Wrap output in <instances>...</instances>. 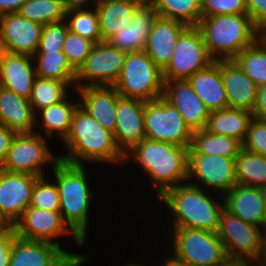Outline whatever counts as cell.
I'll return each mask as SVG.
<instances>
[{
    "label": "cell",
    "instance_id": "cell-9",
    "mask_svg": "<svg viewBox=\"0 0 266 266\" xmlns=\"http://www.w3.org/2000/svg\"><path fill=\"white\" fill-rule=\"evenodd\" d=\"M215 60L209 55L197 26H188L178 37L170 63L163 70L164 80H188Z\"/></svg>",
    "mask_w": 266,
    "mask_h": 266
},
{
    "label": "cell",
    "instance_id": "cell-6",
    "mask_svg": "<svg viewBox=\"0 0 266 266\" xmlns=\"http://www.w3.org/2000/svg\"><path fill=\"white\" fill-rule=\"evenodd\" d=\"M127 98L156 100L164 95L163 71L144 50L126 54L121 74L113 85Z\"/></svg>",
    "mask_w": 266,
    "mask_h": 266
},
{
    "label": "cell",
    "instance_id": "cell-21",
    "mask_svg": "<svg viewBox=\"0 0 266 266\" xmlns=\"http://www.w3.org/2000/svg\"><path fill=\"white\" fill-rule=\"evenodd\" d=\"M221 77L226 90L228 107L253 111L256 103L257 86L234 59H220Z\"/></svg>",
    "mask_w": 266,
    "mask_h": 266
},
{
    "label": "cell",
    "instance_id": "cell-51",
    "mask_svg": "<svg viewBox=\"0 0 266 266\" xmlns=\"http://www.w3.org/2000/svg\"><path fill=\"white\" fill-rule=\"evenodd\" d=\"M263 231L264 233H262V251L258 260L266 264V227Z\"/></svg>",
    "mask_w": 266,
    "mask_h": 266
},
{
    "label": "cell",
    "instance_id": "cell-23",
    "mask_svg": "<svg viewBox=\"0 0 266 266\" xmlns=\"http://www.w3.org/2000/svg\"><path fill=\"white\" fill-rule=\"evenodd\" d=\"M78 90L82 99L80 106L103 128L114 133L116 106L121 97L116 88L114 86H85Z\"/></svg>",
    "mask_w": 266,
    "mask_h": 266
},
{
    "label": "cell",
    "instance_id": "cell-57",
    "mask_svg": "<svg viewBox=\"0 0 266 266\" xmlns=\"http://www.w3.org/2000/svg\"><path fill=\"white\" fill-rule=\"evenodd\" d=\"M261 36L266 40V28L261 31Z\"/></svg>",
    "mask_w": 266,
    "mask_h": 266
},
{
    "label": "cell",
    "instance_id": "cell-58",
    "mask_svg": "<svg viewBox=\"0 0 266 266\" xmlns=\"http://www.w3.org/2000/svg\"><path fill=\"white\" fill-rule=\"evenodd\" d=\"M257 262H259V265L256 263L257 266H266L265 263H262V262H260V261H257ZM256 265H254V266H256ZM248 266H249V265H248Z\"/></svg>",
    "mask_w": 266,
    "mask_h": 266
},
{
    "label": "cell",
    "instance_id": "cell-56",
    "mask_svg": "<svg viewBox=\"0 0 266 266\" xmlns=\"http://www.w3.org/2000/svg\"><path fill=\"white\" fill-rule=\"evenodd\" d=\"M135 1H138V2H140L142 4H148V3L151 2V0H135Z\"/></svg>",
    "mask_w": 266,
    "mask_h": 266
},
{
    "label": "cell",
    "instance_id": "cell-1",
    "mask_svg": "<svg viewBox=\"0 0 266 266\" xmlns=\"http://www.w3.org/2000/svg\"><path fill=\"white\" fill-rule=\"evenodd\" d=\"M63 141L71 153L58 158L67 163L82 165L80 158L106 163L122 162L125 159L113 132L103 128L80 105L73 114L69 134Z\"/></svg>",
    "mask_w": 266,
    "mask_h": 266
},
{
    "label": "cell",
    "instance_id": "cell-13",
    "mask_svg": "<svg viewBox=\"0 0 266 266\" xmlns=\"http://www.w3.org/2000/svg\"><path fill=\"white\" fill-rule=\"evenodd\" d=\"M53 156L40 134H16L1 169L43 177L41 166Z\"/></svg>",
    "mask_w": 266,
    "mask_h": 266
},
{
    "label": "cell",
    "instance_id": "cell-16",
    "mask_svg": "<svg viewBox=\"0 0 266 266\" xmlns=\"http://www.w3.org/2000/svg\"><path fill=\"white\" fill-rule=\"evenodd\" d=\"M144 107L145 101L136 98L121 96L117 101L113 135L125 158L130 155L128 151L145 138Z\"/></svg>",
    "mask_w": 266,
    "mask_h": 266
},
{
    "label": "cell",
    "instance_id": "cell-19",
    "mask_svg": "<svg viewBox=\"0 0 266 266\" xmlns=\"http://www.w3.org/2000/svg\"><path fill=\"white\" fill-rule=\"evenodd\" d=\"M163 97L182 115L186 125L194 132L206 129L210 111L193 90L188 80H164Z\"/></svg>",
    "mask_w": 266,
    "mask_h": 266
},
{
    "label": "cell",
    "instance_id": "cell-47",
    "mask_svg": "<svg viewBox=\"0 0 266 266\" xmlns=\"http://www.w3.org/2000/svg\"><path fill=\"white\" fill-rule=\"evenodd\" d=\"M251 113L254 118L266 120V84L257 87L256 103Z\"/></svg>",
    "mask_w": 266,
    "mask_h": 266
},
{
    "label": "cell",
    "instance_id": "cell-2",
    "mask_svg": "<svg viewBox=\"0 0 266 266\" xmlns=\"http://www.w3.org/2000/svg\"><path fill=\"white\" fill-rule=\"evenodd\" d=\"M197 27L203 35L209 55L214 60L234 59L261 36V30L248 14L202 17ZM217 53L221 58L215 56Z\"/></svg>",
    "mask_w": 266,
    "mask_h": 266
},
{
    "label": "cell",
    "instance_id": "cell-25",
    "mask_svg": "<svg viewBox=\"0 0 266 266\" xmlns=\"http://www.w3.org/2000/svg\"><path fill=\"white\" fill-rule=\"evenodd\" d=\"M158 16L150 3L142 4L134 12L130 25L115 34L108 42L126 53L144 50L148 35Z\"/></svg>",
    "mask_w": 266,
    "mask_h": 266
},
{
    "label": "cell",
    "instance_id": "cell-34",
    "mask_svg": "<svg viewBox=\"0 0 266 266\" xmlns=\"http://www.w3.org/2000/svg\"><path fill=\"white\" fill-rule=\"evenodd\" d=\"M234 60L257 87L266 84V40L262 36Z\"/></svg>",
    "mask_w": 266,
    "mask_h": 266
},
{
    "label": "cell",
    "instance_id": "cell-28",
    "mask_svg": "<svg viewBox=\"0 0 266 266\" xmlns=\"http://www.w3.org/2000/svg\"><path fill=\"white\" fill-rule=\"evenodd\" d=\"M142 5L135 0H100L95 5L100 34L108 42L115 34L129 26L134 12Z\"/></svg>",
    "mask_w": 266,
    "mask_h": 266
},
{
    "label": "cell",
    "instance_id": "cell-3",
    "mask_svg": "<svg viewBox=\"0 0 266 266\" xmlns=\"http://www.w3.org/2000/svg\"><path fill=\"white\" fill-rule=\"evenodd\" d=\"M133 158L149 173L161 197L168 189L188 179V148L144 138L131 150ZM177 182V183H176Z\"/></svg>",
    "mask_w": 266,
    "mask_h": 266
},
{
    "label": "cell",
    "instance_id": "cell-17",
    "mask_svg": "<svg viewBox=\"0 0 266 266\" xmlns=\"http://www.w3.org/2000/svg\"><path fill=\"white\" fill-rule=\"evenodd\" d=\"M40 177L0 168V209L15 224L30 206L32 190Z\"/></svg>",
    "mask_w": 266,
    "mask_h": 266
},
{
    "label": "cell",
    "instance_id": "cell-45",
    "mask_svg": "<svg viewBox=\"0 0 266 266\" xmlns=\"http://www.w3.org/2000/svg\"><path fill=\"white\" fill-rule=\"evenodd\" d=\"M16 237L15 228L6 234L0 235V266H9L11 261V246Z\"/></svg>",
    "mask_w": 266,
    "mask_h": 266
},
{
    "label": "cell",
    "instance_id": "cell-40",
    "mask_svg": "<svg viewBox=\"0 0 266 266\" xmlns=\"http://www.w3.org/2000/svg\"><path fill=\"white\" fill-rule=\"evenodd\" d=\"M30 207L59 211L60 197L57 185L47 183L44 177H40L33 187Z\"/></svg>",
    "mask_w": 266,
    "mask_h": 266
},
{
    "label": "cell",
    "instance_id": "cell-7",
    "mask_svg": "<svg viewBox=\"0 0 266 266\" xmlns=\"http://www.w3.org/2000/svg\"><path fill=\"white\" fill-rule=\"evenodd\" d=\"M175 255L190 266H224L230 259L217 232L174 227Z\"/></svg>",
    "mask_w": 266,
    "mask_h": 266
},
{
    "label": "cell",
    "instance_id": "cell-42",
    "mask_svg": "<svg viewBox=\"0 0 266 266\" xmlns=\"http://www.w3.org/2000/svg\"><path fill=\"white\" fill-rule=\"evenodd\" d=\"M202 17L248 14L246 0H201Z\"/></svg>",
    "mask_w": 266,
    "mask_h": 266
},
{
    "label": "cell",
    "instance_id": "cell-8",
    "mask_svg": "<svg viewBox=\"0 0 266 266\" xmlns=\"http://www.w3.org/2000/svg\"><path fill=\"white\" fill-rule=\"evenodd\" d=\"M144 129L146 139L190 148L193 132L176 107L163 96L145 102Z\"/></svg>",
    "mask_w": 266,
    "mask_h": 266
},
{
    "label": "cell",
    "instance_id": "cell-52",
    "mask_svg": "<svg viewBox=\"0 0 266 266\" xmlns=\"http://www.w3.org/2000/svg\"><path fill=\"white\" fill-rule=\"evenodd\" d=\"M90 0H66L68 7H83L82 5L87 4ZM100 0H95V5L99 3Z\"/></svg>",
    "mask_w": 266,
    "mask_h": 266
},
{
    "label": "cell",
    "instance_id": "cell-35",
    "mask_svg": "<svg viewBox=\"0 0 266 266\" xmlns=\"http://www.w3.org/2000/svg\"><path fill=\"white\" fill-rule=\"evenodd\" d=\"M67 8L66 0H27L18 13L31 21L45 25L65 20Z\"/></svg>",
    "mask_w": 266,
    "mask_h": 266
},
{
    "label": "cell",
    "instance_id": "cell-11",
    "mask_svg": "<svg viewBox=\"0 0 266 266\" xmlns=\"http://www.w3.org/2000/svg\"><path fill=\"white\" fill-rule=\"evenodd\" d=\"M126 54L109 42L95 44L91 53L76 71L75 82L86 79L88 83L76 84L77 88L113 86L121 74Z\"/></svg>",
    "mask_w": 266,
    "mask_h": 266
},
{
    "label": "cell",
    "instance_id": "cell-48",
    "mask_svg": "<svg viewBox=\"0 0 266 266\" xmlns=\"http://www.w3.org/2000/svg\"><path fill=\"white\" fill-rule=\"evenodd\" d=\"M27 0H0V15L18 13L20 7Z\"/></svg>",
    "mask_w": 266,
    "mask_h": 266
},
{
    "label": "cell",
    "instance_id": "cell-12",
    "mask_svg": "<svg viewBox=\"0 0 266 266\" xmlns=\"http://www.w3.org/2000/svg\"><path fill=\"white\" fill-rule=\"evenodd\" d=\"M88 257L68 253L44 241H32L15 237L11 246L9 266H80Z\"/></svg>",
    "mask_w": 266,
    "mask_h": 266
},
{
    "label": "cell",
    "instance_id": "cell-46",
    "mask_svg": "<svg viewBox=\"0 0 266 266\" xmlns=\"http://www.w3.org/2000/svg\"><path fill=\"white\" fill-rule=\"evenodd\" d=\"M16 134L15 131L8 129L5 125L0 123V167L5 161L8 150Z\"/></svg>",
    "mask_w": 266,
    "mask_h": 266
},
{
    "label": "cell",
    "instance_id": "cell-33",
    "mask_svg": "<svg viewBox=\"0 0 266 266\" xmlns=\"http://www.w3.org/2000/svg\"><path fill=\"white\" fill-rule=\"evenodd\" d=\"M32 57L38 58L35 71L37 77L54 79L71 84L75 82L76 71L67 61L63 51L36 52Z\"/></svg>",
    "mask_w": 266,
    "mask_h": 266
},
{
    "label": "cell",
    "instance_id": "cell-22",
    "mask_svg": "<svg viewBox=\"0 0 266 266\" xmlns=\"http://www.w3.org/2000/svg\"><path fill=\"white\" fill-rule=\"evenodd\" d=\"M224 197V209L244 222L266 227L263 198L258 187L234 185Z\"/></svg>",
    "mask_w": 266,
    "mask_h": 266
},
{
    "label": "cell",
    "instance_id": "cell-4",
    "mask_svg": "<svg viewBox=\"0 0 266 266\" xmlns=\"http://www.w3.org/2000/svg\"><path fill=\"white\" fill-rule=\"evenodd\" d=\"M53 169L60 197V213L64 222L84 242L88 225V209L92 194L82 165L54 157ZM64 214V215H63Z\"/></svg>",
    "mask_w": 266,
    "mask_h": 266
},
{
    "label": "cell",
    "instance_id": "cell-30",
    "mask_svg": "<svg viewBox=\"0 0 266 266\" xmlns=\"http://www.w3.org/2000/svg\"><path fill=\"white\" fill-rule=\"evenodd\" d=\"M241 148L242 144L232 137L210 133L208 130L202 129L192 133L188 154L236 158Z\"/></svg>",
    "mask_w": 266,
    "mask_h": 266
},
{
    "label": "cell",
    "instance_id": "cell-53",
    "mask_svg": "<svg viewBox=\"0 0 266 266\" xmlns=\"http://www.w3.org/2000/svg\"><path fill=\"white\" fill-rule=\"evenodd\" d=\"M6 53H7V49H6L5 45L0 40V68H1V65L3 63V60H4Z\"/></svg>",
    "mask_w": 266,
    "mask_h": 266
},
{
    "label": "cell",
    "instance_id": "cell-49",
    "mask_svg": "<svg viewBox=\"0 0 266 266\" xmlns=\"http://www.w3.org/2000/svg\"><path fill=\"white\" fill-rule=\"evenodd\" d=\"M13 229L14 224L0 209V235L9 233Z\"/></svg>",
    "mask_w": 266,
    "mask_h": 266
},
{
    "label": "cell",
    "instance_id": "cell-10",
    "mask_svg": "<svg viewBox=\"0 0 266 266\" xmlns=\"http://www.w3.org/2000/svg\"><path fill=\"white\" fill-rule=\"evenodd\" d=\"M262 231L223 209L217 236L225 246L230 261L258 260L262 251ZM250 259V260H249Z\"/></svg>",
    "mask_w": 266,
    "mask_h": 266
},
{
    "label": "cell",
    "instance_id": "cell-26",
    "mask_svg": "<svg viewBox=\"0 0 266 266\" xmlns=\"http://www.w3.org/2000/svg\"><path fill=\"white\" fill-rule=\"evenodd\" d=\"M188 81L210 112L228 108L220 60H215L207 68L194 73Z\"/></svg>",
    "mask_w": 266,
    "mask_h": 266
},
{
    "label": "cell",
    "instance_id": "cell-41",
    "mask_svg": "<svg viewBox=\"0 0 266 266\" xmlns=\"http://www.w3.org/2000/svg\"><path fill=\"white\" fill-rule=\"evenodd\" d=\"M68 31L67 22L63 20L43 25L41 39L36 52L62 51Z\"/></svg>",
    "mask_w": 266,
    "mask_h": 266
},
{
    "label": "cell",
    "instance_id": "cell-37",
    "mask_svg": "<svg viewBox=\"0 0 266 266\" xmlns=\"http://www.w3.org/2000/svg\"><path fill=\"white\" fill-rule=\"evenodd\" d=\"M69 83L54 79H44L36 77L32 89L29 103L33 111L41 110L52 104L67 99L66 88Z\"/></svg>",
    "mask_w": 266,
    "mask_h": 266
},
{
    "label": "cell",
    "instance_id": "cell-36",
    "mask_svg": "<svg viewBox=\"0 0 266 266\" xmlns=\"http://www.w3.org/2000/svg\"><path fill=\"white\" fill-rule=\"evenodd\" d=\"M79 105V102L72 104L64 99L39 110L43 118L42 125L46 129L47 135L51 136L52 132L58 131L60 137L64 140L69 134L73 114Z\"/></svg>",
    "mask_w": 266,
    "mask_h": 266
},
{
    "label": "cell",
    "instance_id": "cell-29",
    "mask_svg": "<svg viewBox=\"0 0 266 266\" xmlns=\"http://www.w3.org/2000/svg\"><path fill=\"white\" fill-rule=\"evenodd\" d=\"M252 118L253 115L249 111L228 107L210 112L206 130L232 137L242 144Z\"/></svg>",
    "mask_w": 266,
    "mask_h": 266
},
{
    "label": "cell",
    "instance_id": "cell-24",
    "mask_svg": "<svg viewBox=\"0 0 266 266\" xmlns=\"http://www.w3.org/2000/svg\"><path fill=\"white\" fill-rule=\"evenodd\" d=\"M30 55L7 52L0 68V86L29 99L35 78Z\"/></svg>",
    "mask_w": 266,
    "mask_h": 266
},
{
    "label": "cell",
    "instance_id": "cell-27",
    "mask_svg": "<svg viewBox=\"0 0 266 266\" xmlns=\"http://www.w3.org/2000/svg\"><path fill=\"white\" fill-rule=\"evenodd\" d=\"M35 112L29 99L0 86V123L8 129L21 133H35ZM34 123V125H33Z\"/></svg>",
    "mask_w": 266,
    "mask_h": 266
},
{
    "label": "cell",
    "instance_id": "cell-39",
    "mask_svg": "<svg viewBox=\"0 0 266 266\" xmlns=\"http://www.w3.org/2000/svg\"><path fill=\"white\" fill-rule=\"evenodd\" d=\"M94 45L93 41L68 31L62 51L66 55L69 64L77 71L91 53Z\"/></svg>",
    "mask_w": 266,
    "mask_h": 266
},
{
    "label": "cell",
    "instance_id": "cell-5",
    "mask_svg": "<svg viewBox=\"0 0 266 266\" xmlns=\"http://www.w3.org/2000/svg\"><path fill=\"white\" fill-rule=\"evenodd\" d=\"M160 198L176 216L174 227L217 232L224 204L211 200L197 184L178 185Z\"/></svg>",
    "mask_w": 266,
    "mask_h": 266
},
{
    "label": "cell",
    "instance_id": "cell-38",
    "mask_svg": "<svg viewBox=\"0 0 266 266\" xmlns=\"http://www.w3.org/2000/svg\"><path fill=\"white\" fill-rule=\"evenodd\" d=\"M72 16L67 23L68 30L93 41L95 44L103 42L100 34L99 19L96 7L93 12L82 7H68L66 17Z\"/></svg>",
    "mask_w": 266,
    "mask_h": 266
},
{
    "label": "cell",
    "instance_id": "cell-44",
    "mask_svg": "<svg viewBox=\"0 0 266 266\" xmlns=\"http://www.w3.org/2000/svg\"><path fill=\"white\" fill-rule=\"evenodd\" d=\"M248 15L262 31L266 28V0H246Z\"/></svg>",
    "mask_w": 266,
    "mask_h": 266
},
{
    "label": "cell",
    "instance_id": "cell-50",
    "mask_svg": "<svg viewBox=\"0 0 266 266\" xmlns=\"http://www.w3.org/2000/svg\"><path fill=\"white\" fill-rule=\"evenodd\" d=\"M163 266H190L187 264L184 260L178 258L176 255H174L173 258H168Z\"/></svg>",
    "mask_w": 266,
    "mask_h": 266
},
{
    "label": "cell",
    "instance_id": "cell-20",
    "mask_svg": "<svg viewBox=\"0 0 266 266\" xmlns=\"http://www.w3.org/2000/svg\"><path fill=\"white\" fill-rule=\"evenodd\" d=\"M187 27L182 22L160 16L155 20L144 51L162 71L170 63L177 39Z\"/></svg>",
    "mask_w": 266,
    "mask_h": 266
},
{
    "label": "cell",
    "instance_id": "cell-43",
    "mask_svg": "<svg viewBox=\"0 0 266 266\" xmlns=\"http://www.w3.org/2000/svg\"><path fill=\"white\" fill-rule=\"evenodd\" d=\"M242 148L266 157V120L251 119Z\"/></svg>",
    "mask_w": 266,
    "mask_h": 266
},
{
    "label": "cell",
    "instance_id": "cell-54",
    "mask_svg": "<svg viewBox=\"0 0 266 266\" xmlns=\"http://www.w3.org/2000/svg\"><path fill=\"white\" fill-rule=\"evenodd\" d=\"M248 261H229L226 265L224 266H248Z\"/></svg>",
    "mask_w": 266,
    "mask_h": 266
},
{
    "label": "cell",
    "instance_id": "cell-31",
    "mask_svg": "<svg viewBox=\"0 0 266 266\" xmlns=\"http://www.w3.org/2000/svg\"><path fill=\"white\" fill-rule=\"evenodd\" d=\"M237 184L262 187L266 184V157L241 148L235 159Z\"/></svg>",
    "mask_w": 266,
    "mask_h": 266
},
{
    "label": "cell",
    "instance_id": "cell-55",
    "mask_svg": "<svg viewBox=\"0 0 266 266\" xmlns=\"http://www.w3.org/2000/svg\"><path fill=\"white\" fill-rule=\"evenodd\" d=\"M260 191L262 194L263 205H264V210H265V214H266V184L264 186L260 187Z\"/></svg>",
    "mask_w": 266,
    "mask_h": 266
},
{
    "label": "cell",
    "instance_id": "cell-14",
    "mask_svg": "<svg viewBox=\"0 0 266 266\" xmlns=\"http://www.w3.org/2000/svg\"><path fill=\"white\" fill-rule=\"evenodd\" d=\"M16 236L26 240L44 241L60 246L52 238L62 236L65 233L73 235L79 246L84 242L66 226L60 211L43 210L34 207H28L22 217L14 224ZM69 229V230H68ZM70 231V232H69Z\"/></svg>",
    "mask_w": 266,
    "mask_h": 266
},
{
    "label": "cell",
    "instance_id": "cell-32",
    "mask_svg": "<svg viewBox=\"0 0 266 266\" xmlns=\"http://www.w3.org/2000/svg\"><path fill=\"white\" fill-rule=\"evenodd\" d=\"M150 4L160 17L187 26H197L202 18L201 0H151Z\"/></svg>",
    "mask_w": 266,
    "mask_h": 266
},
{
    "label": "cell",
    "instance_id": "cell-15",
    "mask_svg": "<svg viewBox=\"0 0 266 266\" xmlns=\"http://www.w3.org/2000/svg\"><path fill=\"white\" fill-rule=\"evenodd\" d=\"M235 159L219 155L188 154L187 175L207 187L228 192L236 181Z\"/></svg>",
    "mask_w": 266,
    "mask_h": 266
},
{
    "label": "cell",
    "instance_id": "cell-18",
    "mask_svg": "<svg viewBox=\"0 0 266 266\" xmlns=\"http://www.w3.org/2000/svg\"><path fill=\"white\" fill-rule=\"evenodd\" d=\"M42 27L19 13L0 15V40L7 52L33 56L39 46Z\"/></svg>",
    "mask_w": 266,
    "mask_h": 266
}]
</instances>
